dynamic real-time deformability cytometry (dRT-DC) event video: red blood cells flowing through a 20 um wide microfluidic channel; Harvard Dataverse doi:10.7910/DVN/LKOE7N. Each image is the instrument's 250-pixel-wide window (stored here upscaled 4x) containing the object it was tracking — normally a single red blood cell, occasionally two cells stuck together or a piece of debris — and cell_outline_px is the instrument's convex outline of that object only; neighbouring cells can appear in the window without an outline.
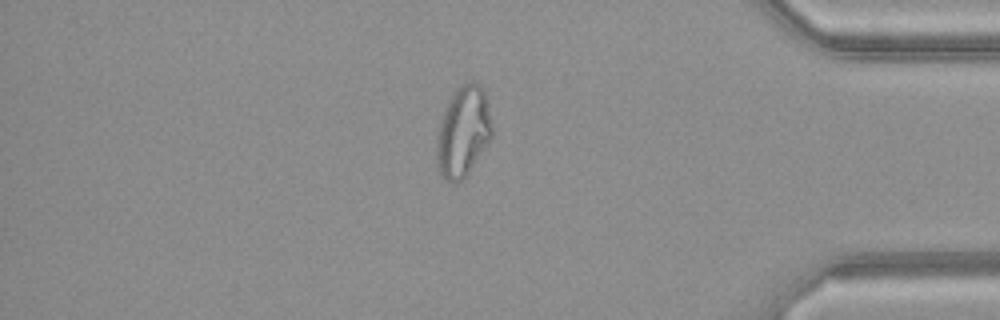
{"species": "common noctule bat (a hibernating species)", "species_latin": "Nyctalus noctula", "temperature_condition": "warm", "stored_images_in_passage": 49, "camera_frame_rate_fps": 3000, "um_per_image_px": 0.085, "animal": {"sex": "female", "body_mass_g": 21.9}, "frame": {"image": 1, "passage_image": 42, "time_ms": 13.667, "image_size_px": [1000, 320], "cell_outline_px": [[492, 136], [468, 176], [456, 184], [452, 184], [440, 172], [436, 160], [436, 136], [440, 120], [448, 100], [456, 88], [460, 84], [472, 80], [480, 84], [484, 92], [492, 124]], "centroid_in_image_um": [39.35, 11.2], "position_along_channel_um": 395.8, "area_um2": 29.59}, "authors_computed_cell_mechanics": {"area_um2": 29.5936, "velocity_mm_per_s": 4.1795, "shape_relaxation_time_tau1_ms": null, "shape_relaxation_time_tau2_ms": 1.306, "deformation_change_tau1": null, "deformation_change_tau2": 0.0924}}